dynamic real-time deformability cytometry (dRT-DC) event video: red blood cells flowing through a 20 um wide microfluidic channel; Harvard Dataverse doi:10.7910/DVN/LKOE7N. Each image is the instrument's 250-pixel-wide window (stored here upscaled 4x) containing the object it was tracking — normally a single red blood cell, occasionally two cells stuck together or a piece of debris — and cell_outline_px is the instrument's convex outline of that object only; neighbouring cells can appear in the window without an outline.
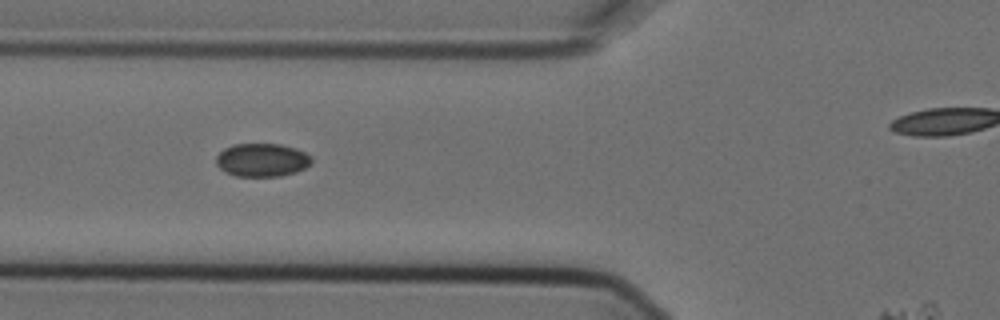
{"species": "Egyptian fruit bat (a non-hibernating species)", "species_latin": "Rousettus aegyptiacus", "temperature_condition": "cold", "stored_images_in_passage": 7, "segment_of_instrument_passage": [1, 2], "camera_frame_rate_fps": 3000, "um_per_image_px": 0.085, "animal": {"sex": "female"}, "frame": {"image": 1, "passage_image": 4, "time_ms": 1.0, "image_size_px": [1000, 320], "cell_outline_px": [[312, 164], [296, 172], [280, 176], [236, 176], [224, 172], [216, 164], [216, 156], [224, 148], [232, 144], [280, 144], [296, 148], [312, 156]], "centroid_in_image_um": [22.27, 13.6], "position_along_channel_um": 103.5, "area_um2": 18.67}}
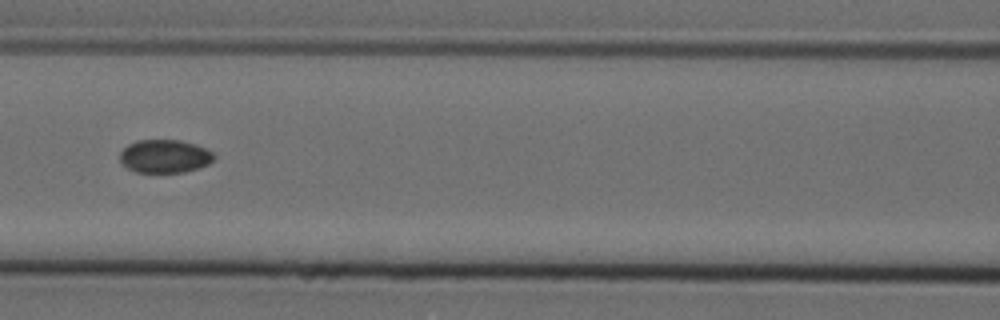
{"frame": {"image": 2, "passage_image": 5, "time_ms": 1.333, "image_size_px": [1000, 320], "cell_outline_px": [[216, 156], [208, 164], [184, 172], [136, 172], [128, 168], [120, 160], [120, 152], [128, 144], [136, 140], [180, 140], [196, 144], [212, 152]], "centroid_in_image_um": [13.99, 13.27], "position_along_channel_um": 152.6, "area_um2": 18.09}}
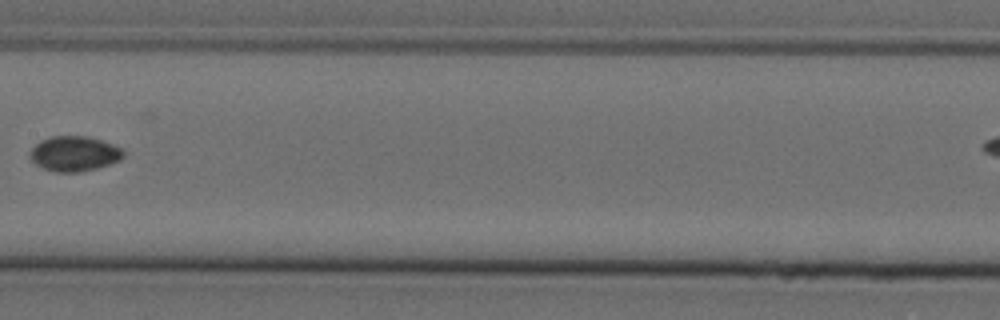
{"frame": {"image": 3, "passage_image": 6, "time_ms": 1.667, "image_size_px": [1000, 320], "cell_outline_px": [[124, 156], [120, 160], [96, 168], [80, 172], [56, 172], [44, 168], [36, 164], [28, 156], [28, 152], [40, 140], [52, 136], [84, 136], [100, 140], [112, 144], [120, 148], [124, 152]], "centroid_in_image_um": [6.28, 13.06], "position_along_channel_um": 201.1, "area_um2": 18.96}}